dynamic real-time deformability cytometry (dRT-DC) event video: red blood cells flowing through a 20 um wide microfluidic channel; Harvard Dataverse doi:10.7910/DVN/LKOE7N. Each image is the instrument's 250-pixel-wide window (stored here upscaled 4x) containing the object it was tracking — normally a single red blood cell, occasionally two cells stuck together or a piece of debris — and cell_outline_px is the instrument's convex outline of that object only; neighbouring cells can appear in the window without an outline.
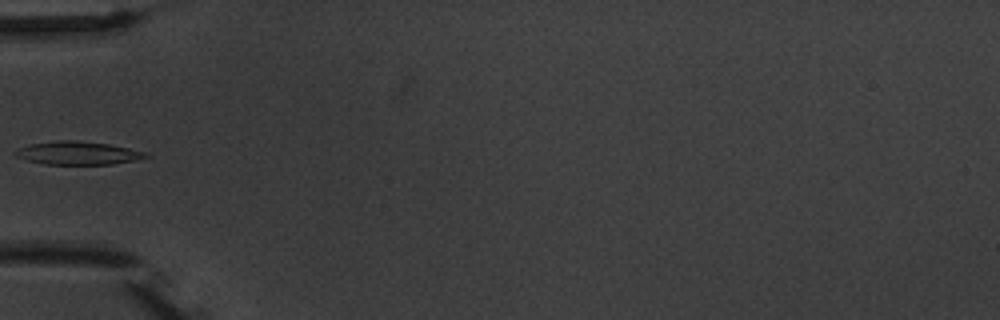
{"species": "common noctule bat (a hibernating species)", "species_latin": "Nyctalus noctula", "temperature_condition": "warm", "stored_images_in_passage": 5, "camera_frame_rate_fps": 3000, "um_per_image_px": 0.085, "animal": {"sex": "male", "body_mass_g": 20.1, "forearm_length_mm": 53.5}, "frame": {"image": 1, "passage_image": 5, "time_ms": 4.667, "image_size_px": [1000, 320], "cell_outline_px": [[152, 156], [112, 164], [44, 164], [28, 160], [16, 156], [12, 152], [28, 144], [56, 140], [76, 140], [108, 144], [128, 148], [144, 152]], "centroid_in_image_um": [6.57, 13.0], "position_along_channel_um": 78.4, "area_um2": 17.46}}